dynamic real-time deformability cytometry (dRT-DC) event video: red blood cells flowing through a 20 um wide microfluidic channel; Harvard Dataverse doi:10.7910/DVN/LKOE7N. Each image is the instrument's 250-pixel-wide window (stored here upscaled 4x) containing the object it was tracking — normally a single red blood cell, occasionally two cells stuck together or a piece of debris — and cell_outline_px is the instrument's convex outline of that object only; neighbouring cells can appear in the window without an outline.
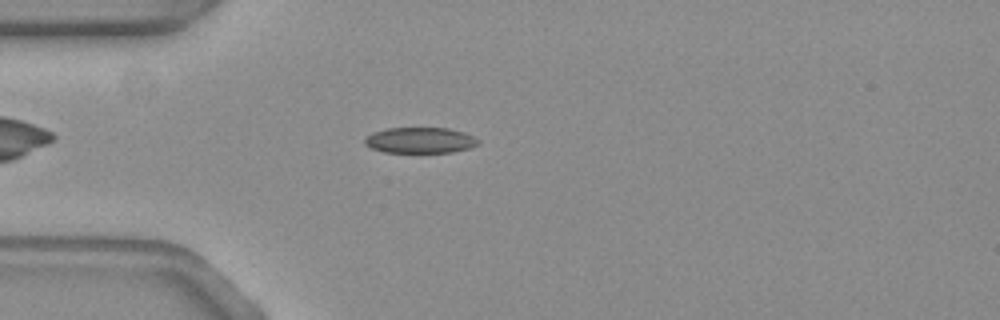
{"species": "common noctule bat (a hibernating species)", "species_latin": "Nyctalus noctula", "temperature_condition": "warm", "stored_images_in_passage": 46, "camera_frame_rate_fps": 3000, "um_per_image_px": 0.085, "animal": {"sex": "female", "body_mass_g": 19.3, "forearm_length_mm": 54.1}, "frame": {"image": 1, "passage_image": 5, "time_ms": 1.333, "image_size_px": [1000, 320], "cell_outline_px": [[480, 140], [476, 144], [468, 148], [452, 152], [384, 152], [372, 148], [364, 144], [364, 136], [372, 132], [388, 128], [448, 128], [464, 132]], "centroid_in_image_um": [35.65, 11.91], "position_along_channel_um": 49.3, "area_um2": 16.99}}
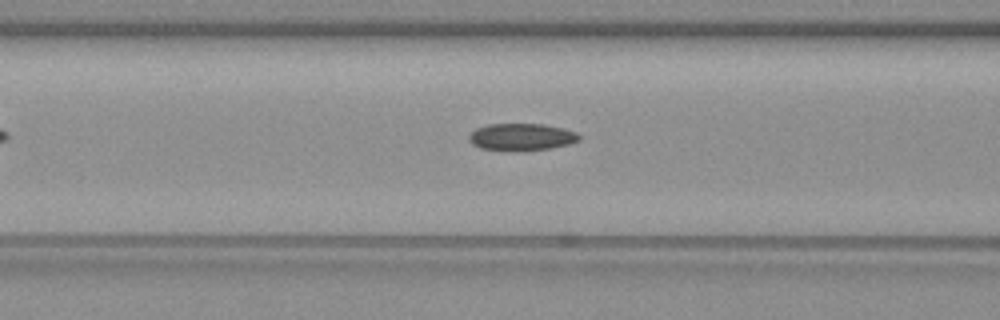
{"frame": {"image": 2, "passage_image": 12, "time_ms": 3.667, "image_size_px": [1000, 320], "cell_outline_px": [[580, 140], [568, 144], [548, 148], [480, 148], [472, 144], [468, 140], [468, 136], [476, 128], [488, 124], [544, 124], [564, 128], [576, 132], [580, 136]], "centroid_in_image_um": [44.34, 11.58], "position_along_channel_um": 122.3, "area_um2": 16.59}}
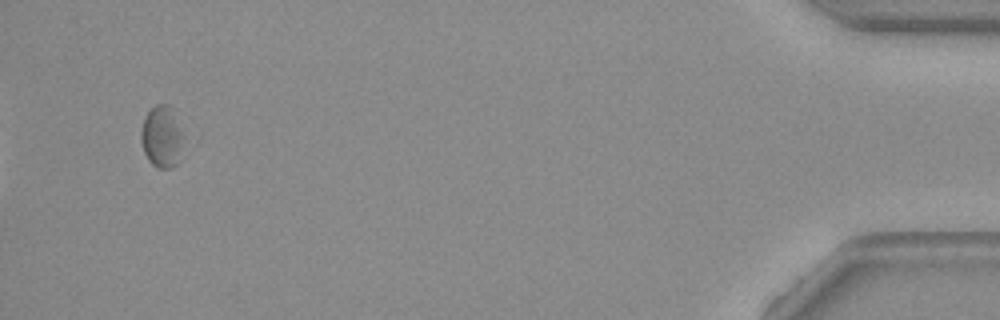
{"frame": {"image": 3, "passage_image": 44, "time_ms": 14.333, "image_size_px": [1000, 320], "cell_outline_px": [[200, 136], [180, 160], [172, 168], [156, 168], [148, 160], [144, 152], [140, 140], [140, 132], [144, 116], [156, 104], [168, 104], [200, 128]], "centroid_in_image_um": [14.19, 11.55], "position_along_channel_um": 421.0, "area_um2": 19.54}}